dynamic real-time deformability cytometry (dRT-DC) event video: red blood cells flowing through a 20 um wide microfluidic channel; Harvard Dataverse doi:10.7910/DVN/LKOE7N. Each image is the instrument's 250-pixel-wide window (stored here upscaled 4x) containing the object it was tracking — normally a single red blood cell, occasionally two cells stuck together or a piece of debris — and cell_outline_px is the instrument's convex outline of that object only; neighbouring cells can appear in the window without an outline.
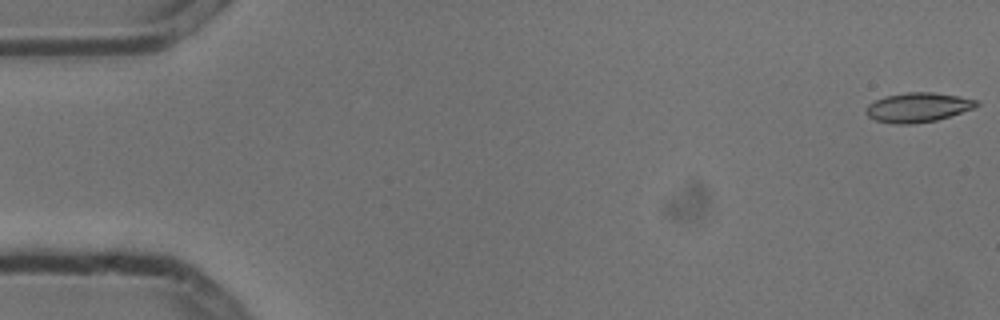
{"species": "common noctule bat (a hibernating species)", "species_latin": "Nyctalus noctula", "temperature_condition": "cold", "stored_images_in_passage": 6, "camera_frame_rate_fps": 3000, "um_per_image_px": 0.085, "animal": {"sex": "male", "body_mass_g": 13.3}, "frame": {"image": 1, "passage_image": 1, "time_ms": 0.0, "image_size_px": [1000, 320], "cell_outline_px": [[980, 104], [976, 108], [936, 120], [912, 124], [896, 124], [876, 120], [868, 116], [864, 112], [868, 104], [876, 100], [888, 96], [908, 92], [932, 92], [956, 96], [976, 100]], "centroid_in_image_um": [78.02, 9.13], "position_along_channel_um": 7.0, "area_um2": 18.79}}
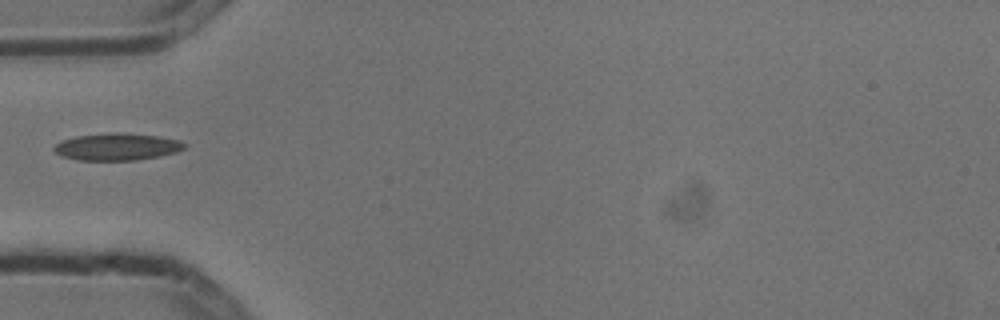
{"frame": {"image": 2, "passage_image": 5, "time_ms": 1.333, "image_size_px": [1000, 320], "cell_outline_px": [[188, 144], [184, 148], [176, 152], [160, 156], [136, 160], [76, 160], [60, 156], [52, 148], [60, 140], [76, 136], [108, 132], [120, 132], [160, 136], [180, 140]], "centroid_in_image_um": [9.94, 12.46], "position_along_channel_um": 75.1, "area_um2": 20.92}}
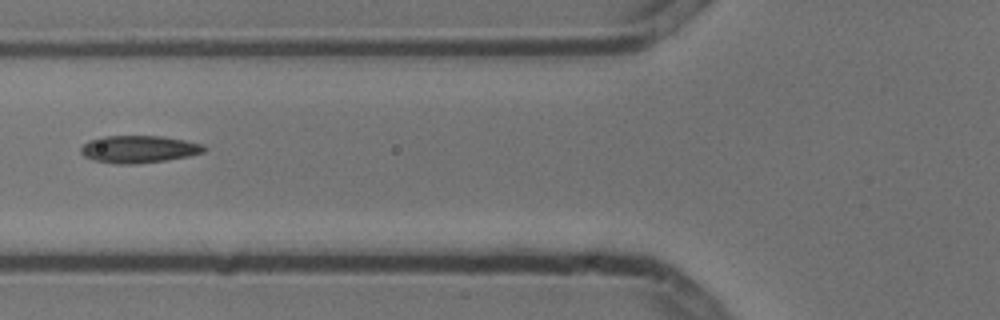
{"frame": {"image": 3, "passage_image": 6, "time_ms": 1.667, "image_size_px": [1000, 320], "cell_outline_px": [[208, 148], [204, 152], [188, 156], [164, 160], [136, 164], [116, 164], [96, 160], [84, 156], [80, 152], [80, 148], [88, 140], [100, 136], [160, 136], [184, 140], [204, 144]], "centroid_in_image_um": [11.8, 12.67], "position_along_channel_um": 114.0, "area_um2": 19.65}}